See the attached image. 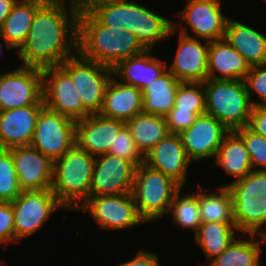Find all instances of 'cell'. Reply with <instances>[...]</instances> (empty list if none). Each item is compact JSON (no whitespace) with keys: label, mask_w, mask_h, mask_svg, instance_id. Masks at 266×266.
<instances>
[{"label":"cell","mask_w":266,"mask_h":266,"mask_svg":"<svg viewBox=\"0 0 266 266\" xmlns=\"http://www.w3.org/2000/svg\"><path fill=\"white\" fill-rule=\"evenodd\" d=\"M43 99L30 105L0 111V149L28 146L31 144Z\"/></svg>","instance_id":"cell-20"},{"label":"cell","mask_w":266,"mask_h":266,"mask_svg":"<svg viewBox=\"0 0 266 266\" xmlns=\"http://www.w3.org/2000/svg\"><path fill=\"white\" fill-rule=\"evenodd\" d=\"M218 192L207 193L202 188L198 191V205L202 223H235L233 218V199L229 188L217 187Z\"/></svg>","instance_id":"cell-32"},{"label":"cell","mask_w":266,"mask_h":266,"mask_svg":"<svg viewBox=\"0 0 266 266\" xmlns=\"http://www.w3.org/2000/svg\"><path fill=\"white\" fill-rule=\"evenodd\" d=\"M69 7H71L78 15L90 12L99 4L106 3L112 0H68Z\"/></svg>","instance_id":"cell-45"},{"label":"cell","mask_w":266,"mask_h":266,"mask_svg":"<svg viewBox=\"0 0 266 266\" xmlns=\"http://www.w3.org/2000/svg\"><path fill=\"white\" fill-rule=\"evenodd\" d=\"M215 163L234 181L244 178L252 171L251 159L244 141L235 132L230 131L223 139L215 156Z\"/></svg>","instance_id":"cell-26"},{"label":"cell","mask_w":266,"mask_h":266,"mask_svg":"<svg viewBox=\"0 0 266 266\" xmlns=\"http://www.w3.org/2000/svg\"><path fill=\"white\" fill-rule=\"evenodd\" d=\"M21 192L12 153L0 149V202H12Z\"/></svg>","instance_id":"cell-34"},{"label":"cell","mask_w":266,"mask_h":266,"mask_svg":"<svg viewBox=\"0 0 266 266\" xmlns=\"http://www.w3.org/2000/svg\"><path fill=\"white\" fill-rule=\"evenodd\" d=\"M232 199L237 232L245 235H261L266 232V202L249 197H232Z\"/></svg>","instance_id":"cell-30"},{"label":"cell","mask_w":266,"mask_h":266,"mask_svg":"<svg viewBox=\"0 0 266 266\" xmlns=\"http://www.w3.org/2000/svg\"><path fill=\"white\" fill-rule=\"evenodd\" d=\"M235 238L231 244L220 255L210 261V266H260V254L262 246H260L262 238L259 239L256 234H248V237ZM256 236V237H255Z\"/></svg>","instance_id":"cell-29"},{"label":"cell","mask_w":266,"mask_h":266,"mask_svg":"<svg viewBox=\"0 0 266 266\" xmlns=\"http://www.w3.org/2000/svg\"><path fill=\"white\" fill-rule=\"evenodd\" d=\"M125 122L98 114H91L75 123L76 145L91 155L108 153L116 135Z\"/></svg>","instance_id":"cell-19"},{"label":"cell","mask_w":266,"mask_h":266,"mask_svg":"<svg viewBox=\"0 0 266 266\" xmlns=\"http://www.w3.org/2000/svg\"><path fill=\"white\" fill-rule=\"evenodd\" d=\"M95 158L75 144L54 161L51 190L65 209L77 211L89 198Z\"/></svg>","instance_id":"cell-3"},{"label":"cell","mask_w":266,"mask_h":266,"mask_svg":"<svg viewBox=\"0 0 266 266\" xmlns=\"http://www.w3.org/2000/svg\"><path fill=\"white\" fill-rule=\"evenodd\" d=\"M14 213L15 242L30 237L51 214L58 209H65L56 199L51 189L40 191H22L12 202Z\"/></svg>","instance_id":"cell-8"},{"label":"cell","mask_w":266,"mask_h":266,"mask_svg":"<svg viewBox=\"0 0 266 266\" xmlns=\"http://www.w3.org/2000/svg\"><path fill=\"white\" fill-rule=\"evenodd\" d=\"M66 0H46L36 11L28 37L18 51L22 66H59L78 52V14ZM71 17V18H69Z\"/></svg>","instance_id":"cell-1"},{"label":"cell","mask_w":266,"mask_h":266,"mask_svg":"<svg viewBox=\"0 0 266 266\" xmlns=\"http://www.w3.org/2000/svg\"><path fill=\"white\" fill-rule=\"evenodd\" d=\"M146 50L127 29L105 26L90 12L78 16V52L84 58L113 68L121 60Z\"/></svg>","instance_id":"cell-2"},{"label":"cell","mask_w":266,"mask_h":266,"mask_svg":"<svg viewBox=\"0 0 266 266\" xmlns=\"http://www.w3.org/2000/svg\"><path fill=\"white\" fill-rule=\"evenodd\" d=\"M43 103L46 108L79 121L91 115L84 107L70 76L60 67L42 69Z\"/></svg>","instance_id":"cell-11"},{"label":"cell","mask_w":266,"mask_h":266,"mask_svg":"<svg viewBox=\"0 0 266 266\" xmlns=\"http://www.w3.org/2000/svg\"><path fill=\"white\" fill-rule=\"evenodd\" d=\"M118 266H161L159 262L158 255L153 252L140 250L136 253V256L123 263H120Z\"/></svg>","instance_id":"cell-44"},{"label":"cell","mask_w":266,"mask_h":266,"mask_svg":"<svg viewBox=\"0 0 266 266\" xmlns=\"http://www.w3.org/2000/svg\"><path fill=\"white\" fill-rule=\"evenodd\" d=\"M18 0H0V28Z\"/></svg>","instance_id":"cell-46"},{"label":"cell","mask_w":266,"mask_h":266,"mask_svg":"<svg viewBox=\"0 0 266 266\" xmlns=\"http://www.w3.org/2000/svg\"><path fill=\"white\" fill-rule=\"evenodd\" d=\"M263 243H266V232H263L261 235Z\"/></svg>","instance_id":"cell-48"},{"label":"cell","mask_w":266,"mask_h":266,"mask_svg":"<svg viewBox=\"0 0 266 266\" xmlns=\"http://www.w3.org/2000/svg\"><path fill=\"white\" fill-rule=\"evenodd\" d=\"M108 153L130 161L136 167L144 163V155L137 148L126 125L116 135Z\"/></svg>","instance_id":"cell-39"},{"label":"cell","mask_w":266,"mask_h":266,"mask_svg":"<svg viewBox=\"0 0 266 266\" xmlns=\"http://www.w3.org/2000/svg\"><path fill=\"white\" fill-rule=\"evenodd\" d=\"M173 108L193 110L197 115L205 114L204 83L181 82L176 91Z\"/></svg>","instance_id":"cell-36"},{"label":"cell","mask_w":266,"mask_h":266,"mask_svg":"<svg viewBox=\"0 0 266 266\" xmlns=\"http://www.w3.org/2000/svg\"><path fill=\"white\" fill-rule=\"evenodd\" d=\"M204 89L206 114L212 115L229 131L247 126L253 105L245 81L207 79Z\"/></svg>","instance_id":"cell-4"},{"label":"cell","mask_w":266,"mask_h":266,"mask_svg":"<svg viewBox=\"0 0 266 266\" xmlns=\"http://www.w3.org/2000/svg\"><path fill=\"white\" fill-rule=\"evenodd\" d=\"M46 0H18L0 28L8 45L17 51L24 45L37 9Z\"/></svg>","instance_id":"cell-25"},{"label":"cell","mask_w":266,"mask_h":266,"mask_svg":"<svg viewBox=\"0 0 266 266\" xmlns=\"http://www.w3.org/2000/svg\"><path fill=\"white\" fill-rule=\"evenodd\" d=\"M71 78L83 104L90 114L102 108L106 87L113 76L112 68L84 58L79 52L59 65Z\"/></svg>","instance_id":"cell-6"},{"label":"cell","mask_w":266,"mask_h":266,"mask_svg":"<svg viewBox=\"0 0 266 266\" xmlns=\"http://www.w3.org/2000/svg\"><path fill=\"white\" fill-rule=\"evenodd\" d=\"M247 127L266 138V105L252 107Z\"/></svg>","instance_id":"cell-43"},{"label":"cell","mask_w":266,"mask_h":266,"mask_svg":"<svg viewBox=\"0 0 266 266\" xmlns=\"http://www.w3.org/2000/svg\"><path fill=\"white\" fill-rule=\"evenodd\" d=\"M192 161L189 159L179 134L169 133L144 155V164L161 171L182 189Z\"/></svg>","instance_id":"cell-17"},{"label":"cell","mask_w":266,"mask_h":266,"mask_svg":"<svg viewBox=\"0 0 266 266\" xmlns=\"http://www.w3.org/2000/svg\"><path fill=\"white\" fill-rule=\"evenodd\" d=\"M9 150L12 153L22 191L51 189L54 162L50 158L31 145L14 147Z\"/></svg>","instance_id":"cell-16"},{"label":"cell","mask_w":266,"mask_h":266,"mask_svg":"<svg viewBox=\"0 0 266 266\" xmlns=\"http://www.w3.org/2000/svg\"><path fill=\"white\" fill-rule=\"evenodd\" d=\"M15 241L14 213L11 202H0V244Z\"/></svg>","instance_id":"cell-42"},{"label":"cell","mask_w":266,"mask_h":266,"mask_svg":"<svg viewBox=\"0 0 266 266\" xmlns=\"http://www.w3.org/2000/svg\"><path fill=\"white\" fill-rule=\"evenodd\" d=\"M185 2L183 11L176 13L185 22V26L182 24L179 26L180 33L208 42L224 39L229 17L222 13L221 0H186ZM187 29L195 36L187 33Z\"/></svg>","instance_id":"cell-12"},{"label":"cell","mask_w":266,"mask_h":266,"mask_svg":"<svg viewBox=\"0 0 266 266\" xmlns=\"http://www.w3.org/2000/svg\"><path fill=\"white\" fill-rule=\"evenodd\" d=\"M90 13L105 26L123 30L128 26V0H112L99 4Z\"/></svg>","instance_id":"cell-37"},{"label":"cell","mask_w":266,"mask_h":266,"mask_svg":"<svg viewBox=\"0 0 266 266\" xmlns=\"http://www.w3.org/2000/svg\"><path fill=\"white\" fill-rule=\"evenodd\" d=\"M139 151L145 155L170 132L165 117L140 113L125 123Z\"/></svg>","instance_id":"cell-28"},{"label":"cell","mask_w":266,"mask_h":266,"mask_svg":"<svg viewBox=\"0 0 266 266\" xmlns=\"http://www.w3.org/2000/svg\"><path fill=\"white\" fill-rule=\"evenodd\" d=\"M143 113V95L139 88L110 79L103 100L100 115L124 121L131 120L136 115Z\"/></svg>","instance_id":"cell-21"},{"label":"cell","mask_w":266,"mask_h":266,"mask_svg":"<svg viewBox=\"0 0 266 266\" xmlns=\"http://www.w3.org/2000/svg\"><path fill=\"white\" fill-rule=\"evenodd\" d=\"M224 39L252 66L266 64V35L228 18Z\"/></svg>","instance_id":"cell-24"},{"label":"cell","mask_w":266,"mask_h":266,"mask_svg":"<svg viewBox=\"0 0 266 266\" xmlns=\"http://www.w3.org/2000/svg\"><path fill=\"white\" fill-rule=\"evenodd\" d=\"M193 110H179L172 108L164 117L170 133L180 134L188 129L197 118Z\"/></svg>","instance_id":"cell-41"},{"label":"cell","mask_w":266,"mask_h":266,"mask_svg":"<svg viewBox=\"0 0 266 266\" xmlns=\"http://www.w3.org/2000/svg\"><path fill=\"white\" fill-rule=\"evenodd\" d=\"M230 131L209 114L198 115L195 122L179 135L184 149L193 161L214 158L224 137Z\"/></svg>","instance_id":"cell-14"},{"label":"cell","mask_w":266,"mask_h":266,"mask_svg":"<svg viewBox=\"0 0 266 266\" xmlns=\"http://www.w3.org/2000/svg\"><path fill=\"white\" fill-rule=\"evenodd\" d=\"M232 197L257 198L266 202V171L252 170L244 178L226 185Z\"/></svg>","instance_id":"cell-35"},{"label":"cell","mask_w":266,"mask_h":266,"mask_svg":"<svg viewBox=\"0 0 266 266\" xmlns=\"http://www.w3.org/2000/svg\"><path fill=\"white\" fill-rule=\"evenodd\" d=\"M77 210L88 213L105 231L124 230L145 223L138 213L132 193L89 196Z\"/></svg>","instance_id":"cell-7"},{"label":"cell","mask_w":266,"mask_h":266,"mask_svg":"<svg viewBox=\"0 0 266 266\" xmlns=\"http://www.w3.org/2000/svg\"><path fill=\"white\" fill-rule=\"evenodd\" d=\"M174 60L167 70L180 82L204 83L208 79L209 43L179 33ZM206 42V43H205Z\"/></svg>","instance_id":"cell-15"},{"label":"cell","mask_w":266,"mask_h":266,"mask_svg":"<svg viewBox=\"0 0 266 266\" xmlns=\"http://www.w3.org/2000/svg\"><path fill=\"white\" fill-rule=\"evenodd\" d=\"M245 84L251 104L266 105V64L250 67V71L246 75ZM253 92H256L260 101H255L252 97Z\"/></svg>","instance_id":"cell-40"},{"label":"cell","mask_w":266,"mask_h":266,"mask_svg":"<svg viewBox=\"0 0 266 266\" xmlns=\"http://www.w3.org/2000/svg\"><path fill=\"white\" fill-rule=\"evenodd\" d=\"M180 189L175 181L161 171L144 163L136 167L132 194L138 213L146 223L165 216Z\"/></svg>","instance_id":"cell-5"},{"label":"cell","mask_w":266,"mask_h":266,"mask_svg":"<svg viewBox=\"0 0 266 266\" xmlns=\"http://www.w3.org/2000/svg\"><path fill=\"white\" fill-rule=\"evenodd\" d=\"M176 25V22L148 9L146 5L128 1L126 29L136 35L147 50H153L158 42L167 40L178 32L179 25Z\"/></svg>","instance_id":"cell-18"},{"label":"cell","mask_w":266,"mask_h":266,"mask_svg":"<svg viewBox=\"0 0 266 266\" xmlns=\"http://www.w3.org/2000/svg\"><path fill=\"white\" fill-rule=\"evenodd\" d=\"M234 230L237 231L235 223H201L195 232V242L202 248L206 259L211 261L226 250L236 238Z\"/></svg>","instance_id":"cell-31"},{"label":"cell","mask_w":266,"mask_h":266,"mask_svg":"<svg viewBox=\"0 0 266 266\" xmlns=\"http://www.w3.org/2000/svg\"><path fill=\"white\" fill-rule=\"evenodd\" d=\"M136 166L109 153L96 156L90 196L132 193Z\"/></svg>","instance_id":"cell-13"},{"label":"cell","mask_w":266,"mask_h":266,"mask_svg":"<svg viewBox=\"0 0 266 266\" xmlns=\"http://www.w3.org/2000/svg\"><path fill=\"white\" fill-rule=\"evenodd\" d=\"M181 189L174 195L168 213L172 214V222L183 229H192L195 232L202 221L198 205V192L181 195ZM181 196V197H180Z\"/></svg>","instance_id":"cell-33"},{"label":"cell","mask_w":266,"mask_h":266,"mask_svg":"<svg viewBox=\"0 0 266 266\" xmlns=\"http://www.w3.org/2000/svg\"><path fill=\"white\" fill-rule=\"evenodd\" d=\"M43 74L37 67L19 66L0 74V111L36 105L43 99Z\"/></svg>","instance_id":"cell-10"},{"label":"cell","mask_w":266,"mask_h":266,"mask_svg":"<svg viewBox=\"0 0 266 266\" xmlns=\"http://www.w3.org/2000/svg\"><path fill=\"white\" fill-rule=\"evenodd\" d=\"M249 71L250 65L225 39L209 43L208 79L244 81Z\"/></svg>","instance_id":"cell-23"},{"label":"cell","mask_w":266,"mask_h":266,"mask_svg":"<svg viewBox=\"0 0 266 266\" xmlns=\"http://www.w3.org/2000/svg\"><path fill=\"white\" fill-rule=\"evenodd\" d=\"M151 53L154 52L146 50L140 55L121 60L112 68L113 77L142 91L152 80L167 71V61L157 59Z\"/></svg>","instance_id":"cell-22"},{"label":"cell","mask_w":266,"mask_h":266,"mask_svg":"<svg viewBox=\"0 0 266 266\" xmlns=\"http://www.w3.org/2000/svg\"><path fill=\"white\" fill-rule=\"evenodd\" d=\"M180 83L168 70L152 80L141 91L143 113L164 117L174 107L175 95Z\"/></svg>","instance_id":"cell-27"},{"label":"cell","mask_w":266,"mask_h":266,"mask_svg":"<svg viewBox=\"0 0 266 266\" xmlns=\"http://www.w3.org/2000/svg\"><path fill=\"white\" fill-rule=\"evenodd\" d=\"M0 38L3 39V41L5 42V45H6L7 50L10 51L12 48L8 45L7 41H6L5 38L2 36L1 31H0ZM1 45H2V44H0V49L2 48ZM0 54H2V50H0Z\"/></svg>","instance_id":"cell-47"},{"label":"cell","mask_w":266,"mask_h":266,"mask_svg":"<svg viewBox=\"0 0 266 266\" xmlns=\"http://www.w3.org/2000/svg\"><path fill=\"white\" fill-rule=\"evenodd\" d=\"M75 123L44 107L38 115L30 145L54 162L76 144Z\"/></svg>","instance_id":"cell-9"},{"label":"cell","mask_w":266,"mask_h":266,"mask_svg":"<svg viewBox=\"0 0 266 266\" xmlns=\"http://www.w3.org/2000/svg\"><path fill=\"white\" fill-rule=\"evenodd\" d=\"M235 132L244 141L251 159L252 170L266 171V138L254 133L247 126L239 128Z\"/></svg>","instance_id":"cell-38"}]
</instances>
